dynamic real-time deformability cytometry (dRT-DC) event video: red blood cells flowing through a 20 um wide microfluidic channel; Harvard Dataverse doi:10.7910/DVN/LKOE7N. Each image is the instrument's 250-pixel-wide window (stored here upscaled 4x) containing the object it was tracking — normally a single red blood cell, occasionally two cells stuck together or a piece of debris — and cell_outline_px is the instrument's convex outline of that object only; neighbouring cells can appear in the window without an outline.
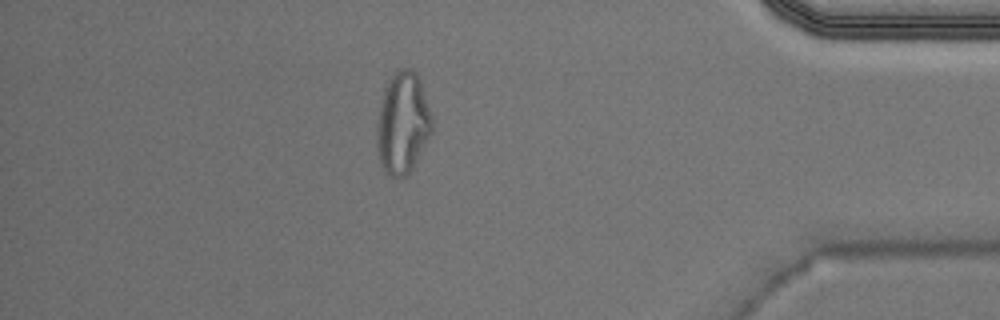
{"species": "Egyptian fruit bat (a non-hibernating species)", "species_latin": "Rousettus aegyptiacus", "temperature_condition": "warm", "stored_images_in_passage": 44, "camera_frame_rate_fps": 3000, "um_per_image_px": 0.085, "animal": {"sex": "male"}, "frame": {"image": 1, "passage_image": 38, "time_ms": 12.333, "image_size_px": [1000, 320], "cell_outline_px": [[432, 132], [412, 168], [404, 176], [392, 176], [384, 172], [376, 148], [376, 128], [380, 104], [384, 88], [388, 80], [400, 68], [412, 68], [416, 72], [420, 80], [432, 116]], "centroid_in_image_um": [34.22, 10.44], "position_along_channel_um": 401.0, "area_um2": 32.6}, "authors_computed_cell_mechanics": {"area_um2": 21.097, "velocity_mm_per_s": 4.0133, "shape_relaxation_time_tau1_ms": null, "shape_relaxation_time_tau2_ms": 1.3319, "deformation_change_tau1": null, "deformation_change_tau2": 0.0911}}